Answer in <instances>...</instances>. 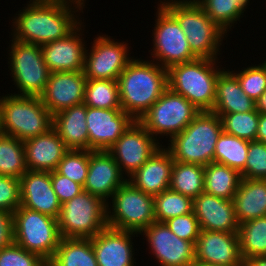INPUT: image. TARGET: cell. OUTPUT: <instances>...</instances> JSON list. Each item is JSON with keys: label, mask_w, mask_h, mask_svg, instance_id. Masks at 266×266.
<instances>
[{"label": "cell", "mask_w": 266, "mask_h": 266, "mask_svg": "<svg viewBox=\"0 0 266 266\" xmlns=\"http://www.w3.org/2000/svg\"><path fill=\"white\" fill-rule=\"evenodd\" d=\"M23 8L12 20V39L42 46L67 37L83 23L79 16L80 12L83 13L85 3L69 0H30Z\"/></svg>", "instance_id": "1"}, {"label": "cell", "mask_w": 266, "mask_h": 266, "mask_svg": "<svg viewBox=\"0 0 266 266\" xmlns=\"http://www.w3.org/2000/svg\"><path fill=\"white\" fill-rule=\"evenodd\" d=\"M117 82L121 109L138 121L168 88V71L152 60L133 58Z\"/></svg>", "instance_id": "2"}, {"label": "cell", "mask_w": 266, "mask_h": 266, "mask_svg": "<svg viewBox=\"0 0 266 266\" xmlns=\"http://www.w3.org/2000/svg\"><path fill=\"white\" fill-rule=\"evenodd\" d=\"M164 1V2H163ZM160 0V4L178 21L191 52L197 58L218 59L227 34L220 29L195 0Z\"/></svg>", "instance_id": "3"}, {"label": "cell", "mask_w": 266, "mask_h": 266, "mask_svg": "<svg viewBox=\"0 0 266 266\" xmlns=\"http://www.w3.org/2000/svg\"><path fill=\"white\" fill-rule=\"evenodd\" d=\"M218 60L196 58L171 66L167 70L168 88L184 96L200 112H211L215 104L217 77L225 68L217 66Z\"/></svg>", "instance_id": "4"}, {"label": "cell", "mask_w": 266, "mask_h": 266, "mask_svg": "<svg viewBox=\"0 0 266 266\" xmlns=\"http://www.w3.org/2000/svg\"><path fill=\"white\" fill-rule=\"evenodd\" d=\"M222 132L220 116L200 112L182 132L168 140L166 148L174 161L205 166L214 162L215 145Z\"/></svg>", "instance_id": "5"}, {"label": "cell", "mask_w": 266, "mask_h": 266, "mask_svg": "<svg viewBox=\"0 0 266 266\" xmlns=\"http://www.w3.org/2000/svg\"><path fill=\"white\" fill-rule=\"evenodd\" d=\"M10 94L1 96L2 134L24 142L52 128L53 116L40 97Z\"/></svg>", "instance_id": "6"}, {"label": "cell", "mask_w": 266, "mask_h": 266, "mask_svg": "<svg viewBox=\"0 0 266 266\" xmlns=\"http://www.w3.org/2000/svg\"><path fill=\"white\" fill-rule=\"evenodd\" d=\"M12 218L14 243L50 261L62 239L58 219L23 206Z\"/></svg>", "instance_id": "7"}, {"label": "cell", "mask_w": 266, "mask_h": 266, "mask_svg": "<svg viewBox=\"0 0 266 266\" xmlns=\"http://www.w3.org/2000/svg\"><path fill=\"white\" fill-rule=\"evenodd\" d=\"M58 226L62 238L91 239L107 225V203L89 192L61 204Z\"/></svg>", "instance_id": "8"}, {"label": "cell", "mask_w": 266, "mask_h": 266, "mask_svg": "<svg viewBox=\"0 0 266 266\" xmlns=\"http://www.w3.org/2000/svg\"><path fill=\"white\" fill-rule=\"evenodd\" d=\"M111 201L107 204V225L111 228L140 234L156 221L153 196L129 181L115 191Z\"/></svg>", "instance_id": "9"}, {"label": "cell", "mask_w": 266, "mask_h": 266, "mask_svg": "<svg viewBox=\"0 0 266 266\" xmlns=\"http://www.w3.org/2000/svg\"><path fill=\"white\" fill-rule=\"evenodd\" d=\"M200 113L184 96L167 88L138 122L156 139L172 138L182 132ZM168 136V137H167Z\"/></svg>", "instance_id": "10"}, {"label": "cell", "mask_w": 266, "mask_h": 266, "mask_svg": "<svg viewBox=\"0 0 266 266\" xmlns=\"http://www.w3.org/2000/svg\"><path fill=\"white\" fill-rule=\"evenodd\" d=\"M8 68L18 89L16 95L40 96L47 85L50 70L44 62L41 46L10 40Z\"/></svg>", "instance_id": "11"}, {"label": "cell", "mask_w": 266, "mask_h": 266, "mask_svg": "<svg viewBox=\"0 0 266 266\" xmlns=\"http://www.w3.org/2000/svg\"><path fill=\"white\" fill-rule=\"evenodd\" d=\"M155 15L152 61L168 70L176 64L195 60L197 57L191 52L178 21L160 3Z\"/></svg>", "instance_id": "12"}, {"label": "cell", "mask_w": 266, "mask_h": 266, "mask_svg": "<svg viewBox=\"0 0 266 266\" xmlns=\"http://www.w3.org/2000/svg\"><path fill=\"white\" fill-rule=\"evenodd\" d=\"M110 37L104 34L96 36L90 51H85L83 74L86 79L117 80L134 58L130 57L128 43Z\"/></svg>", "instance_id": "13"}, {"label": "cell", "mask_w": 266, "mask_h": 266, "mask_svg": "<svg viewBox=\"0 0 266 266\" xmlns=\"http://www.w3.org/2000/svg\"><path fill=\"white\" fill-rule=\"evenodd\" d=\"M158 141L161 140H156L138 121H135L108 152L119 165L121 173L125 177L126 175L130 177L162 147Z\"/></svg>", "instance_id": "14"}, {"label": "cell", "mask_w": 266, "mask_h": 266, "mask_svg": "<svg viewBox=\"0 0 266 266\" xmlns=\"http://www.w3.org/2000/svg\"><path fill=\"white\" fill-rule=\"evenodd\" d=\"M139 235H145L149 249L159 266H191L195 262V244L177 237L164 222L155 221Z\"/></svg>", "instance_id": "15"}, {"label": "cell", "mask_w": 266, "mask_h": 266, "mask_svg": "<svg viewBox=\"0 0 266 266\" xmlns=\"http://www.w3.org/2000/svg\"><path fill=\"white\" fill-rule=\"evenodd\" d=\"M135 121L122 109L86 106L88 150L108 151Z\"/></svg>", "instance_id": "16"}, {"label": "cell", "mask_w": 266, "mask_h": 266, "mask_svg": "<svg viewBox=\"0 0 266 266\" xmlns=\"http://www.w3.org/2000/svg\"><path fill=\"white\" fill-rule=\"evenodd\" d=\"M86 83L83 71L53 72L39 97L53 116L62 110L83 104Z\"/></svg>", "instance_id": "17"}, {"label": "cell", "mask_w": 266, "mask_h": 266, "mask_svg": "<svg viewBox=\"0 0 266 266\" xmlns=\"http://www.w3.org/2000/svg\"><path fill=\"white\" fill-rule=\"evenodd\" d=\"M195 261L209 265L244 266L238 233L201 230L195 243Z\"/></svg>", "instance_id": "18"}, {"label": "cell", "mask_w": 266, "mask_h": 266, "mask_svg": "<svg viewBox=\"0 0 266 266\" xmlns=\"http://www.w3.org/2000/svg\"><path fill=\"white\" fill-rule=\"evenodd\" d=\"M82 27L85 26L81 23L67 37L41 46L44 62L51 73L83 71L85 51L88 47L83 40Z\"/></svg>", "instance_id": "19"}, {"label": "cell", "mask_w": 266, "mask_h": 266, "mask_svg": "<svg viewBox=\"0 0 266 266\" xmlns=\"http://www.w3.org/2000/svg\"><path fill=\"white\" fill-rule=\"evenodd\" d=\"M135 235L138 237V233L107 226L91 238L98 266H136Z\"/></svg>", "instance_id": "20"}, {"label": "cell", "mask_w": 266, "mask_h": 266, "mask_svg": "<svg viewBox=\"0 0 266 266\" xmlns=\"http://www.w3.org/2000/svg\"><path fill=\"white\" fill-rule=\"evenodd\" d=\"M127 178L121 173L119 165L108 151H92L83 190L109 203L115 191Z\"/></svg>", "instance_id": "21"}, {"label": "cell", "mask_w": 266, "mask_h": 266, "mask_svg": "<svg viewBox=\"0 0 266 266\" xmlns=\"http://www.w3.org/2000/svg\"><path fill=\"white\" fill-rule=\"evenodd\" d=\"M21 206L58 219L61 204L53 189L51 172L27 170L20 178Z\"/></svg>", "instance_id": "22"}, {"label": "cell", "mask_w": 266, "mask_h": 266, "mask_svg": "<svg viewBox=\"0 0 266 266\" xmlns=\"http://www.w3.org/2000/svg\"><path fill=\"white\" fill-rule=\"evenodd\" d=\"M193 212L201 230L238 233L233 200L203 192L193 199Z\"/></svg>", "instance_id": "23"}, {"label": "cell", "mask_w": 266, "mask_h": 266, "mask_svg": "<svg viewBox=\"0 0 266 266\" xmlns=\"http://www.w3.org/2000/svg\"><path fill=\"white\" fill-rule=\"evenodd\" d=\"M173 164L170 151L162 146L127 181L146 194L158 195L170 187Z\"/></svg>", "instance_id": "24"}, {"label": "cell", "mask_w": 266, "mask_h": 266, "mask_svg": "<svg viewBox=\"0 0 266 266\" xmlns=\"http://www.w3.org/2000/svg\"><path fill=\"white\" fill-rule=\"evenodd\" d=\"M27 170L52 172L69 151L52 127L46 133L23 142Z\"/></svg>", "instance_id": "25"}, {"label": "cell", "mask_w": 266, "mask_h": 266, "mask_svg": "<svg viewBox=\"0 0 266 266\" xmlns=\"http://www.w3.org/2000/svg\"><path fill=\"white\" fill-rule=\"evenodd\" d=\"M255 109L256 102L244 93L237 77L229 69H223L217 77L215 104L211 112L221 116Z\"/></svg>", "instance_id": "26"}, {"label": "cell", "mask_w": 266, "mask_h": 266, "mask_svg": "<svg viewBox=\"0 0 266 266\" xmlns=\"http://www.w3.org/2000/svg\"><path fill=\"white\" fill-rule=\"evenodd\" d=\"M52 127L69 150H88L86 105L84 103L53 115Z\"/></svg>", "instance_id": "27"}, {"label": "cell", "mask_w": 266, "mask_h": 266, "mask_svg": "<svg viewBox=\"0 0 266 266\" xmlns=\"http://www.w3.org/2000/svg\"><path fill=\"white\" fill-rule=\"evenodd\" d=\"M233 204L238 224L266 216V180L242 178Z\"/></svg>", "instance_id": "28"}, {"label": "cell", "mask_w": 266, "mask_h": 266, "mask_svg": "<svg viewBox=\"0 0 266 266\" xmlns=\"http://www.w3.org/2000/svg\"><path fill=\"white\" fill-rule=\"evenodd\" d=\"M242 180L241 173L224 164L211 162L204 166V192L233 200Z\"/></svg>", "instance_id": "29"}, {"label": "cell", "mask_w": 266, "mask_h": 266, "mask_svg": "<svg viewBox=\"0 0 266 266\" xmlns=\"http://www.w3.org/2000/svg\"><path fill=\"white\" fill-rule=\"evenodd\" d=\"M50 262L54 266H98L91 239L62 238Z\"/></svg>", "instance_id": "30"}, {"label": "cell", "mask_w": 266, "mask_h": 266, "mask_svg": "<svg viewBox=\"0 0 266 266\" xmlns=\"http://www.w3.org/2000/svg\"><path fill=\"white\" fill-rule=\"evenodd\" d=\"M226 34L244 15L250 0H195Z\"/></svg>", "instance_id": "31"}, {"label": "cell", "mask_w": 266, "mask_h": 266, "mask_svg": "<svg viewBox=\"0 0 266 266\" xmlns=\"http://www.w3.org/2000/svg\"><path fill=\"white\" fill-rule=\"evenodd\" d=\"M169 188L192 199L198 197L204 192V166L174 161Z\"/></svg>", "instance_id": "32"}, {"label": "cell", "mask_w": 266, "mask_h": 266, "mask_svg": "<svg viewBox=\"0 0 266 266\" xmlns=\"http://www.w3.org/2000/svg\"><path fill=\"white\" fill-rule=\"evenodd\" d=\"M240 253L242 259L266 256V216L239 224Z\"/></svg>", "instance_id": "33"}, {"label": "cell", "mask_w": 266, "mask_h": 266, "mask_svg": "<svg viewBox=\"0 0 266 266\" xmlns=\"http://www.w3.org/2000/svg\"><path fill=\"white\" fill-rule=\"evenodd\" d=\"M248 148V140L222 132L215 145L214 162L241 173L246 165Z\"/></svg>", "instance_id": "34"}, {"label": "cell", "mask_w": 266, "mask_h": 266, "mask_svg": "<svg viewBox=\"0 0 266 266\" xmlns=\"http://www.w3.org/2000/svg\"><path fill=\"white\" fill-rule=\"evenodd\" d=\"M27 171L23 141L0 134V175L21 178Z\"/></svg>", "instance_id": "35"}, {"label": "cell", "mask_w": 266, "mask_h": 266, "mask_svg": "<svg viewBox=\"0 0 266 266\" xmlns=\"http://www.w3.org/2000/svg\"><path fill=\"white\" fill-rule=\"evenodd\" d=\"M83 103L91 108L121 109L117 80L87 79Z\"/></svg>", "instance_id": "36"}, {"label": "cell", "mask_w": 266, "mask_h": 266, "mask_svg": "<svg viewBox=\"0 0 266 266\" xmlns=\"http://www.w3.org/2000/svg\"><path fill=\"white\" fill-rule=\"evenodd\" d=\"M154 213L157 222L193 212V199L174 190L166 189L153 196Z\"/></svg>", "instance_id": "37"}, {"label": "cell", "mask_w": 266, "mask_h": 266, "mask_svg": "<svg viewBox=\"0 0 266 266\" xmlns=\"http://www.w3.org/2000/svg\"><path fill=\"white\" fill-rule=\"evenodd\" d=\"M223 132L248 141H256L259 112L257 109L245 113H230L220 116Z\"/></svg>", "instance_id": "38"}, {"label": "cell", "mask_w": 266, "mask_h": 266, "mask_svg": "<svg viewBox=\"0 0 266 266\" xmlns=\"http://www.w3.org/2000/svg\"><path fill=\"white\" fill-rule=\"evenodd\" d=\"M92 150H69L59 162L56 171L84 186Z\"/></svg>", "instance_id": "39"}, {"label": "cell", "mask_w": 266, "mask_h": 266, "mask_svg": "<svg viewBox=\"0 0 266 266\" xmlns=\"http://www.w3.org/2000/svg\"><path fill=\"white\" fill-rule=\"evenodd\" d=\"M231 72L237 77L244 93L255 102L266 91V59L261 64L251 65L242 71Z\"/></svg>", "instance_id": "40"}, {"label": "cell", "mask_w": 266, "mask_h": 266, "mask_svg": "<svg viewBox=\"0 0 266 266\" xmlns=\"http://www.w3.org/2000/svg\"><path fill=\"white\" fill-rule=\"evenodd\" d=\"M247 156L242 178L266 180V144L249 141Z\"/></svg>", "instance_id": "41"}, {"label": "cell", "mask_w": 266, "mask_h": 266, "mask_svg": "<svg viewBox=\"0 0 266 266\" xmlns=\"http://www.w3.org/2000/svg\"><path fill=\"white\" fill-rule=\"evenodd\" d=\"M44 261L14 242L0 249V266H41Z\"/></svg>", "instance_id": "42"}, {"label": "cell", "mask_w": 266, "mask_h": 266, "mask_svg": "<svg viewBox=\"0 0 266 266\" xmlns=\"http://www.w3.org/2000/svg\"><path fill=\"white\" fill-rule=\"evenodd\" d=\"M179 238L196 243L200 234V226L194 212L171 218L164 222Z\"/></svg>", "instance_id": "43"}, {"label": "cell", "mask_w": 266, "mask_h": 266, "mask_svg": "<svg viewBox=\"0 0 266 266\" xmlns=\"http://www.w3.org/2000/svg\"><path fill=\"white\" fill-rule=\"evenodd\" d=\"M21 206L20 179L0 175V211L14 213Z\"/></svg>", "instance_id": "44"}, {"label": "cell", "mask_w": 266, "mask_h": 266, "mask_svg": "<svg viewBox=\"0 0 266 266\" xmlns=\"http://www.w3.org/2000/svg\"><path fill=\"white\" fill-rule=\"evenodd\" d=\"M51 181L60 204H64L83 191L82 185L59 174L56 170L51 172Z\"/></svg>", "instance_id": "45"}, {"label": "cell", "mask_w": 266, "mask_h": 266, "mask_svg": "<svg viewBox=\"0 0 266 266\" xmlns=\"http://www.w3.org/2000/svg\"><path fill=\"white\" fill-rule=\"evenodd\" d=\"M13 242L12 213L0 211V249L9 246Z\"/></svg>", "instance_id": "46"}, {"label": "cell", "mask_w": 266, "mask_h": 266, "mask_svg": "<svg viewBox=\"0 0 266 266\" xmlns=\"http://www.w3.org/2000/svg\"><path fill=\"white\" fill-rule=\"evenodd\" d=\"M256 141L266 144V113H259Z\"/></svg>", "instance_id": "47"}, {"label": "cell", "mask_w": 266, "mask_h": 266, "mask_svg": "<svg viewBox=\"0 0 266 266\" xmlns=\"http://www.w3.org/2000/svg\"><path fill=\"white\" fill-rule=\"evenodd\" d=\"M244 266H266V256H256L246 259Z\"/></svg>", "instance_id": "48"}, {"label": "cell", "mask_w": 266, "mask_h": 266, "mask_svg": "<svg viewBox=\"0 0 266 266\" xmlns=\"http://www.w3.org/2000/svg\"><path fill=\"white\" fill-rule=\"evenodd\" d=\"M256 109L259 113H266V91L256 101Z\"/></svg>", "instance_id": "49"}, {"label": "cell", "mask_w": 266, "mask_h": 266, "mask_svg": "<svg viewBox=\"0 0 266 266\" xmlns=\"http://www.w3.org/2000/svg\"><path fill=\"white\" fill-rule=\"evenodd\" d=\"M191 266H223V265H209V264H205V263H201V262L195 261Z\"/></svg>", "instance_id": "50"}, {"label": "cell", "mask_w": 266, "mask_h": 266, "mask_svg": "<svg viewBox=\"0 0 266 266\" xmlns=\"http://www.w3.org/2000/svg\"><path fill=\"white\" fill-rule=\"evenodd\" d=\"M2 133V120H1V96H0V134Z\"/></svg>", "instance_id": "51"}, {"label": "cell", "mask_w": 266, "mask_h": 266, "mask_svg": "<svg viewBox=\"0 0 266 266\" xmlns=\"http://www.w3.org/2000/svg\"><path fill=\"white\" fill-rule=\"evenodd\" d=\"M41 266H54L50 261H44Z\"/></svg>", "instance_id": "52"}, {"label": "cell", "mask_w": 266, "mask_h": 266, "mask_svg": "<svg viewBox=\"0 0 266 266\" xmlns=\"http://www.w3.org/2000/svg\"><path fill=\"white\" fill-rule=\"evenodd\" d=\"M69 1L85 3L86 0H69Z\"/></svg>", "instance_id": "53"}]
</instances>
